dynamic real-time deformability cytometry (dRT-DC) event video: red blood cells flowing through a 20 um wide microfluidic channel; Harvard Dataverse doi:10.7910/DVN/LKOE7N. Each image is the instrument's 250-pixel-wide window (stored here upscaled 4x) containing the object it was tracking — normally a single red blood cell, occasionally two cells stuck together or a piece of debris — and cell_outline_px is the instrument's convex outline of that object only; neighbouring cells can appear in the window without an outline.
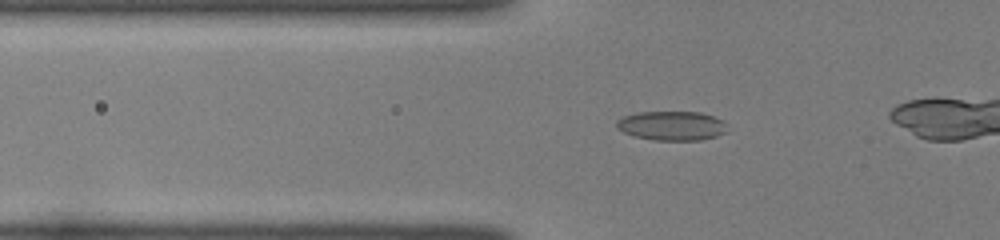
{"species": "common noctule bat (a hibernating species)", "species_latin": "Nyctalus noctula", "temperature_condition": "room temperature", "stored_images_in_passage": 41, "camera_frame_rate_fps": 3000, "um_per_image_px": 0.085, "animal": {"sex": "female", "body_mass_g": 22.0, "forearm_length_mm": 56.7}, "frame": {"image": 1, "passage_image": 14, "time_ms": 4.333, "image_size_px": [1000, 240], "cell_outline_px": [[724, 132], [716, 136], [700, 140], [656, 140], [632, 136], [616, 128], [616, 120], [624, 116], [640, 112], [700, 112], [724, 120]], "centroid_in_image_um": [57.05, 10.69], "position_along_channel_um": 68.7, "area_um2": 18.73}}
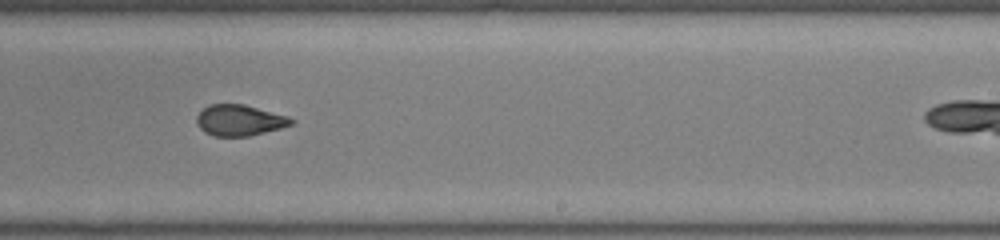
{"frame": {"image": 2, "passage_image": 29, "time_ms": 9.333, "image_size_px": [1000, 240], "cell_outline_px": [[296, 120], [292, 124], [280, 128], [248, 136], [212, 136], [204, 132], [200, 128], [196, 120], [196, 116], [208, 104], [244, 104], [288, 116]], "centroid_in_image_um": [20.35, 10.22], "position_along_channel_um": 268.7, "area_um2": 17.05}}
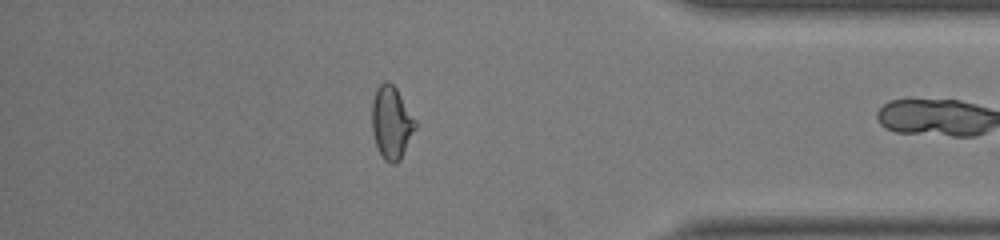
{"frame": {"image": 3, "passage_image": 40, "time_ms": 13.0, "image_size_px": [1000, 240], "cell_outline_px": [[416, 128], [400, 160], [396, 164], [392, 164], [384, 160], [376, 144], [372, 132], [372, 100], [376, 88], [384, 80], [388, 80], [396, 88], [416, 120]], "centroid_in_image_um": [33.27, 10.41], "position_along_channel_um": 401.9, "area_um2": 18.44}}